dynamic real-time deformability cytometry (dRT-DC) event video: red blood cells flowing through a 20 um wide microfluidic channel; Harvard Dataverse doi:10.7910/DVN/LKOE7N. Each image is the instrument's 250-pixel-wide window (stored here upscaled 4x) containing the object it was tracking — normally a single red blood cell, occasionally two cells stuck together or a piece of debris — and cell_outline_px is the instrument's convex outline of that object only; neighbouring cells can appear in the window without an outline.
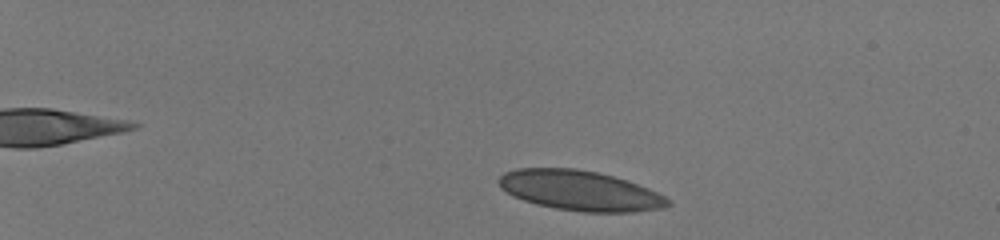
{"species": "human", "species_latin": "Homo sapiens", "temperature_condition": "room temperature", "stored_images_in_passage": 47, "camera_frame_rate_fps": 3000, "um_per_image_px": 0.085, "donor": {"sex": "male"}, "frame": {"image": 1, "passage_image": 5, "time_ms": 1.333, "image_size_px": [1000, 240], "cell_outline_px": [[672, 204], [664, 208], [632, 212], [584, 212], [556, 208], [536, 204], [512, 196], [500, 188], [496, 180], [504, 172], [516, 168], [576, 168], [596, 172], [628, 180], [648, 188], [664, 196]], "centroid_in_image_um": [49.26, 16.19], "position_along_channel_um": 35.7, "area_um2": 39.54}}
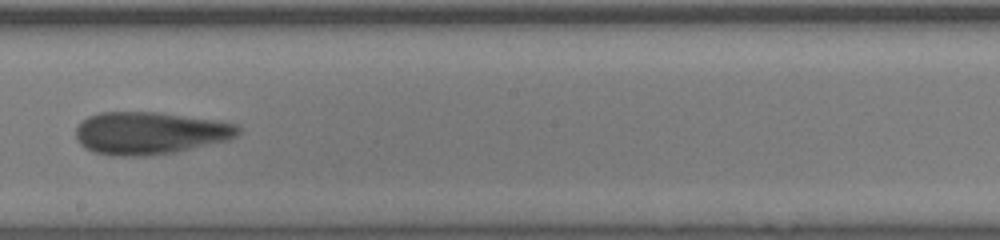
{"frame": {"image": 2, "passage_image": 29, "time_ms": 9.333, "image_size_px": [1000, 240], "cell_outline_px": [[240, 132], [236, 136], [228, 140], [176, 152], [144, 156], [112, 156], [96, 152], [84, 148], [76, 140], [76, 128], [88, 116], [100, 112], [160, 112], [216, 120], [236, 124], [240, 128]], "centroid_in_image_um": [12.73, 11.31], "position_along_channel_um": 235.5, "area_um2": 40.29}}
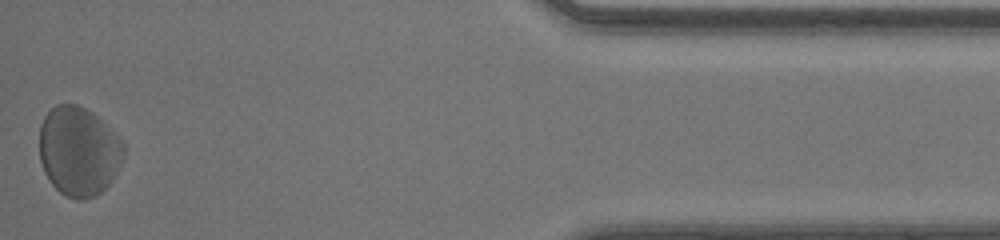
{"frame": {"image": 3, "passage_image": 47, "time_ms": 15.333, "image_size_px": [1000, 240], "cell_outline_px": [[124, 156], [116, 172], [108, 184], [96, 196], [84, 200], [76, 200], [64, 196], [52, 184], [44, 172], [40, 160], [40, 124], [44, 116], [56, 104], [76, 104], [92, 112], [120, 136], [124, 144]], "centroid_in_image_um": [6.69, 12.86], "position_along_channel_um": 428.5, "area_um2": 44.04}, "authors_computed_cell_mechanics": {"area_um2": 39.4774, "velocity_mm_per_s": 4.0518, "shape_relaxation_time_tau1_ms": 4.4674, "shape_relaxation_time_tau2_ms": 1.901, "deformation_change_tau1": 0.1176, "deformation_change_tau2": 0.0826}}